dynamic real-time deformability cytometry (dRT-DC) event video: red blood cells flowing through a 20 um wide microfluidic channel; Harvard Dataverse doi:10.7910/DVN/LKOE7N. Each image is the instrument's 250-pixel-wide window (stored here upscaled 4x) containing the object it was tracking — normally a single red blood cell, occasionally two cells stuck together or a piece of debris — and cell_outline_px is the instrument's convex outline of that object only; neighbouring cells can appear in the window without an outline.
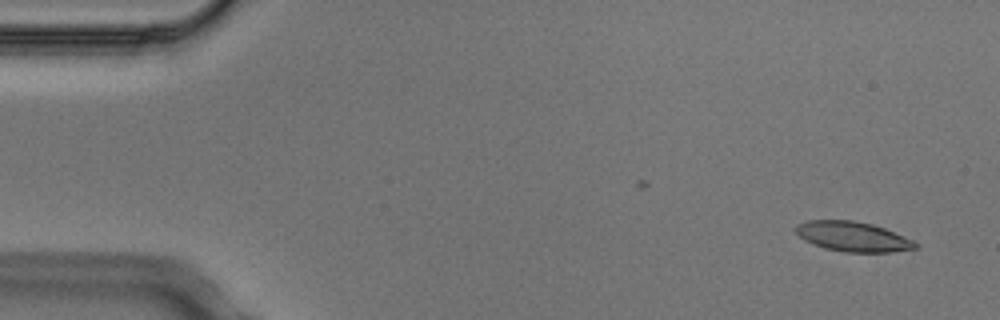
{"species": "Egyptian fruit bat (a non-hibernating species)", "species_latin": "Rousettus aegyptiacus", "temperature_condition": "cold", "stored_images_in_passage": 2, "camera_frame_rate_fps": 3000, "um_per_image_px": 0.085, "animal": {"sex": "male"}, "frame": {"image": 1, "passage_image": 2, "time_ms": 0.333, "image_size_px": [1000, 320], "cell_outline_px": [[920, 244], [916, 248], [892, 252], [844, 252], [824, 248], [812, 244], [804, 240], [796, 232], [796, 224], [808, 220], [852, 220], [872, 224], [884, 228], [912, 240]], "centroid_in_image_um": [72.47, 20.11], "position_along_channel_um": 12.5, "area_um2": 20.75}}